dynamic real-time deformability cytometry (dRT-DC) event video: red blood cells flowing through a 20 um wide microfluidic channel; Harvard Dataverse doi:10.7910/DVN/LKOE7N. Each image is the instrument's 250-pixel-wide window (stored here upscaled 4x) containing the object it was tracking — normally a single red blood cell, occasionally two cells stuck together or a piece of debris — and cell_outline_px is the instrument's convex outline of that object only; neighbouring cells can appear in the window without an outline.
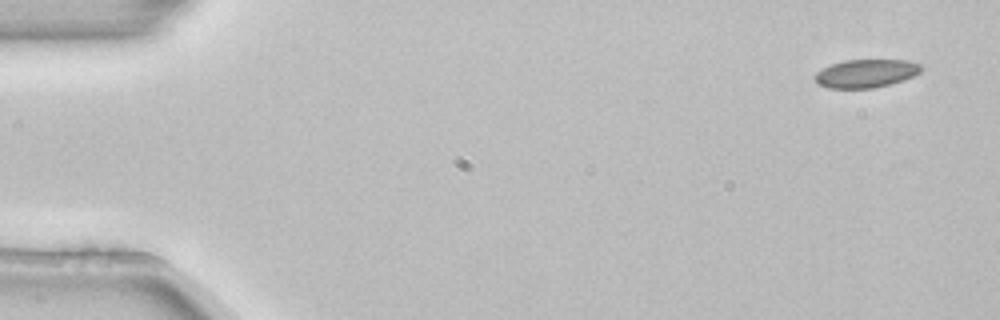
{"species": "common noctule bat (a hibernating species)", "species_latin": "Nyctalus noctula", "temperature_condition": "room temperature", "stored_images_in_passage": 4, "camera_frame_rate_fps": 3000, "um_per_image_px": 0.085, "animal": {"sex": "female", "body_mass_g": 22.7, "forearm_length_mm": 54.2}, "frame": {"image": 1, "passage_image": 1, "time_ms": 0.0, "image_size_px": [1000, 320], "cell_outline_px": [[924, 64], [920, 72], [904, 80], [872, 88], [828, 88], [816, 84], [812, 76], [816, 72], [832, 64], [844, 60], [908, 60]], "centroid_in_image_um": [73.59, 6.24], "position_along_channel_um": 11.4, "area_um2": 17.63}}